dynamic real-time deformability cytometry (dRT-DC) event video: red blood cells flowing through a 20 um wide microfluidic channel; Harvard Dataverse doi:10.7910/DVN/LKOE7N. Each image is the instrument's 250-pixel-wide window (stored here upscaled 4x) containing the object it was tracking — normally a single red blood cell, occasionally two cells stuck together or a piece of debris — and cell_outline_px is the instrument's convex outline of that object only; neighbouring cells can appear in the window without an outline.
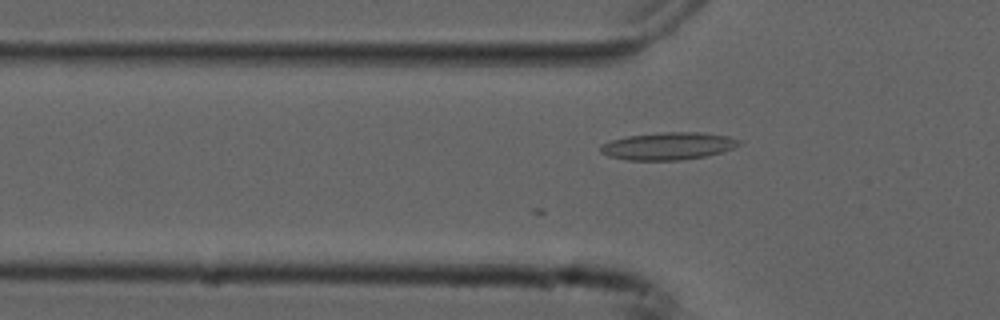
{"species": "common noctule bat (a hibernating species)", "species_latin": "Nyctalus noctula", "temperature_condition": "cold", "stored_images_in_passage": 37, "camera_frame_rate_fps": 3000, "um_per_image_px": 0.085, "animal": {"sex": "male", "forearm_length_mm": 52.5}, "frame": {"image": 1, "passage_image": 6, "time_ms": 1.667, "image_size_px": [1000, 320], "cell_outline_px": [[744, 140], [740, 144], [732, 148], [720, 152], [704, 156], [680, 160], [628, 160], [608, 156], [600, 152], [600, 144], [612, 140], [628, 136], [664, 132], [700, 132], [728, 136]], "centroid_in_image_um": [56.79, 12.41], "position_along_channel_um": 69.0, "area_um2": 22.08}}
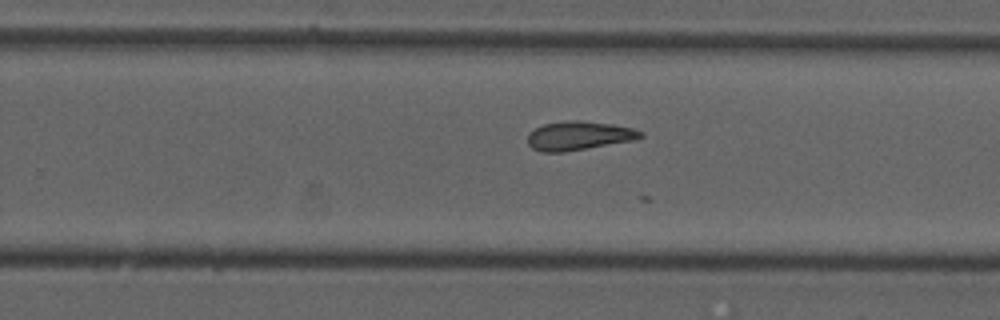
{"frame": {"image": 2, "passage_image": 23, "time_ms": 7.333, "image_size_px": [1000, 320], "cell_outline_px": [[644, 136], [632, 140], [564, 152], [540, 152], [532, 148], [528, 144], [528, 132], [544, 124], [568, 120], [572, 120], [612, 124], [632, 128], [644, 132]], "centroid_in_image_um": [49.17, 11.54], "position_along_channel_um": 280.6, "area_um2": 18.79}}
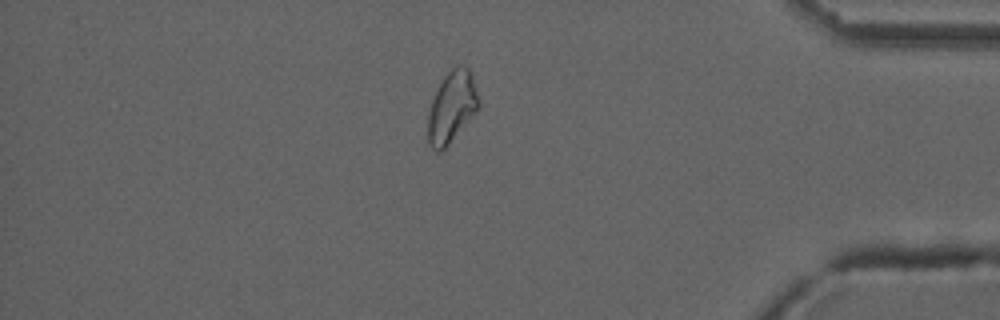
{"frame": {"image": 3, "passage_image": 35, "time_ms": 11.333, "image_size_px": [1000, 320], "cell_outline_px": [[480, 108], [448, 144], [440, 152], [436, 152], [428, 144], [428, 112], [432, 100], [444, 76], [452, 68], [460, 64], [468, 68], [472, 76], [480, 104]], "centroid_in_image_um": [38.4, 9.1], "position_along_channel_um": 396.8, "area_um2": 20.87}}